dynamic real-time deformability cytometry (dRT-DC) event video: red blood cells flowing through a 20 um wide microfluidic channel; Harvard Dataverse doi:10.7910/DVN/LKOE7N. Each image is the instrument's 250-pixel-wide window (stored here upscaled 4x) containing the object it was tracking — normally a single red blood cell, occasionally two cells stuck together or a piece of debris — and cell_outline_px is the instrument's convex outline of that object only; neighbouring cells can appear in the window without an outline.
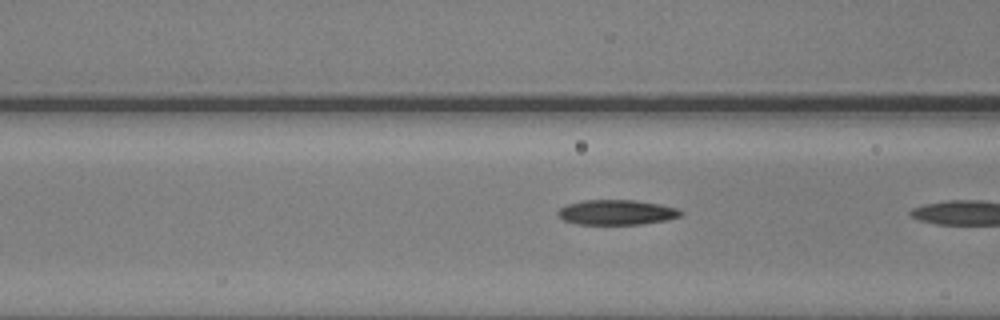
{"species": "common noctule bat (a hibernating species)", "species_latin": "Nyctalus noctula", "temperature_condition": "warm", "stored_images_in_passage": 20, "camera_frame_rate_fps": 3000, "um_per_image_px": 0.085, "animal": {"sex": "male", "body_mass_g": 20.5, "forearm_length_mm": 52.5}, "frame": {"image": 1, "passage_image": 17, "time_ms": 5.333, "image_size_px": [1000, 320], "cell_outline_px": [[684, 212], [680, 216], [668, 220], [640, 224], [576, 224], [564, 220], [556, 212], [560, 208], [568, 204], [584, 200], [636, 200], [660, 204], [680, 208]], "centroid_in_image_um": [52.46, 18.04], "position_along_channel_um": 114.1, "area_um2": 17.98}}